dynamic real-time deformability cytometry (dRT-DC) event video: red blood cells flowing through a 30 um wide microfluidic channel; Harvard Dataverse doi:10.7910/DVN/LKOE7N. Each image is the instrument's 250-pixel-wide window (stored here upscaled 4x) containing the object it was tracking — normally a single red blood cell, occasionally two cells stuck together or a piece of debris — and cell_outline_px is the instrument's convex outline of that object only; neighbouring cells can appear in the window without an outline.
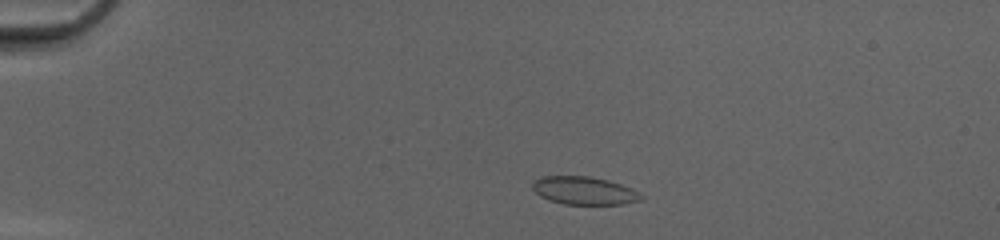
{"species": "common noctule bat (a hibernating species)", "species_latin": "Nyctalus noctula", "temperature_condition": "cold", "stored_images_in_passage": 44, "camera_frame_rate_fps": 3000, "um_per_image_px": 0.085, "animal": {"sex": "female", "body_mass_g": 20.0, "forearm_length_mm": 54.0}, "frame": {"image": 1, "passage_image": 5, "time_ms": 1.333, "image_size_px": [1000, 240], "cell_outline_px": [[644, 196], [640, 200], [624, 204], [564, 204], [548, 200], [540, 196], [532, 188], [532, 180], [540, 176], [588, 176], [608, 180], [632, 188]], "centroid_in_image_um": [49.62, 16.2], "position_along_channel_um": 35.4, "area_um2": 17.8}}
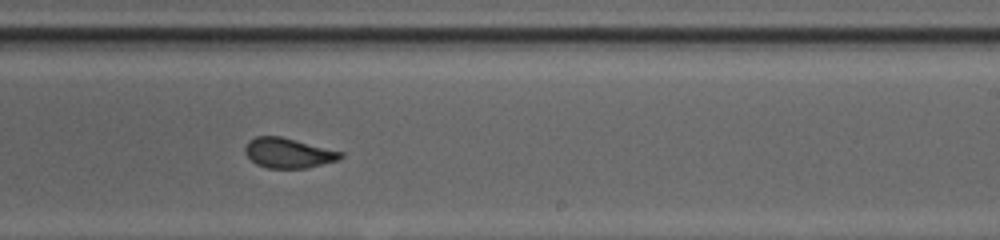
{"frame": {"image": 2, "passage_image": 26, "time_ms": 8.333, "image_size_px": [1000, 240], "cell_outline_px": [[344, 156], [340, 160], [304, 168], [268, 168], [256, 164], [244, 152], [244, 148], [248, 140], [256, 136], [280, 136], [344, 152]], "centroid_in_image_um": [24.51, 13.0], "position_along_channel_um": 264.5, "area_um2": 16.7}}
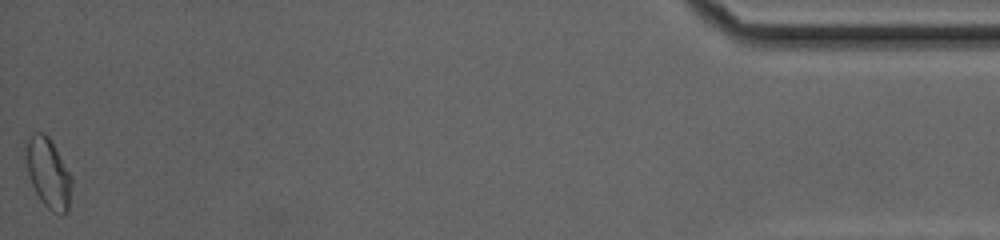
{"frame": {"image": 3, "passage_image": 44, "time_ms": 14.333, "image_size_px": [1000, 240], "cell_outline_px": [[72, 184], [68, 208], [60, 216], [52, 212], [40, 200], [28, 176], [24, 156], [24, 140], [36, 132], [44, 132], [48, 136], [72, 176]], "centroid_in_image_um": [4.06, 14.68], "position_along_channel_um": 431.1, "area_um2": 18.9}, "authors_computed_cell_mechanics": {"area_um2": 17.5423, "velocity_mm_per_s": 4.1931, "shape_relaxation_time_tau1_ms": 4.4902, "shape_relaxation_time_tau2_ms": 0.7267, "deformation_change_tau1": 0.0961, "deformation_change_tau2": 0.0549}}